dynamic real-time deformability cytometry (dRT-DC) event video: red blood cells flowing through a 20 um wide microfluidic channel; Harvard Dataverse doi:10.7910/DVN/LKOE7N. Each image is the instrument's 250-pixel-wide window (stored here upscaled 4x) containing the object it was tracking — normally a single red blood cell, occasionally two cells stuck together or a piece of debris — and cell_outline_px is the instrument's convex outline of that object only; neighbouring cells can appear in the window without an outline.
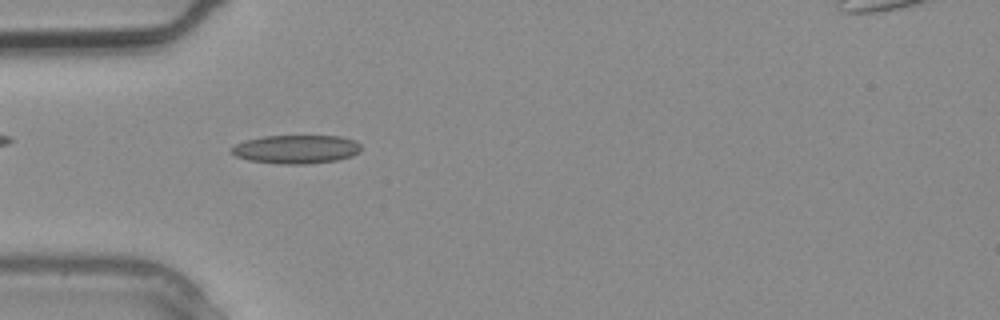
{"species": "common noctule bat (a hibernating species)", "species_latin": "Nyctalus noctula", "temperature_condition": "warm", "stored_images_in_passage": 1, "camera_frame_rate_fps": 3000, "um_per_image_px": 0.085, "animal": {"sex": "male", "body_mass_g": 20.4}, "frame": {"image": 1, "passage_image": 1, "time_ms": 0.0, "image_size_px": [1000, 320], "cell_outline_px": [[360, 152], [352, 156], [336, 160], [308, 164], [280, 164], [248, 160], [236, 156], [232, 152], [232, 148], [236, 144], [244, 140], [264, 136], [340, 136], [356, 140], [360, 144]], "centroid_in_image_um": [25.2, 12.68], "position_along_channel_um": 59.8, "area_um2": 21.62}}